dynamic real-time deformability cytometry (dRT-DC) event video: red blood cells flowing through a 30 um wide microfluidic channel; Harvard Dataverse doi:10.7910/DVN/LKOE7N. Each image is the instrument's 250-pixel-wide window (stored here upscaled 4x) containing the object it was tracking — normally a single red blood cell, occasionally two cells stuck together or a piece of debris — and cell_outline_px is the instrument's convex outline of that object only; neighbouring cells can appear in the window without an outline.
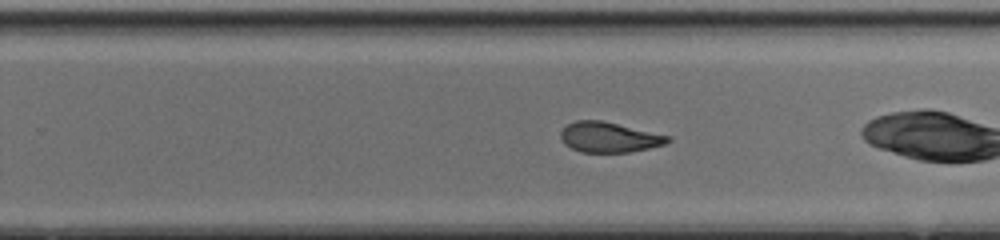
{"species": "common noctule bat (a hibernating species)", "species_latin": "Nyctalus noctula", "temperature_condition": "cold", "stored_images_in_passage": 39, "camera_frame_rate_fps": 3000, "um_per_image_px": 0.085, "animal": {"sex": "female", "body_mass_g": 17.0, "forearm_length_mm": 48.0}, "frame": {"image": 1, "passage_image": 31, "time_ms": 10.0, "image_size_px": [1000, 240], "cell_outline_px": [[672, 140], [664, 144], [648, 148], [628, 152], [580, 152], [564, 144], [560, 136], [560, 132], [568, 124], [576, 120], [600, 120], [672, 136]], "centroid_in_image_um": [51.78, 11.66], "position_along_channel_um": 278.0, "area_um2": 18.79}}